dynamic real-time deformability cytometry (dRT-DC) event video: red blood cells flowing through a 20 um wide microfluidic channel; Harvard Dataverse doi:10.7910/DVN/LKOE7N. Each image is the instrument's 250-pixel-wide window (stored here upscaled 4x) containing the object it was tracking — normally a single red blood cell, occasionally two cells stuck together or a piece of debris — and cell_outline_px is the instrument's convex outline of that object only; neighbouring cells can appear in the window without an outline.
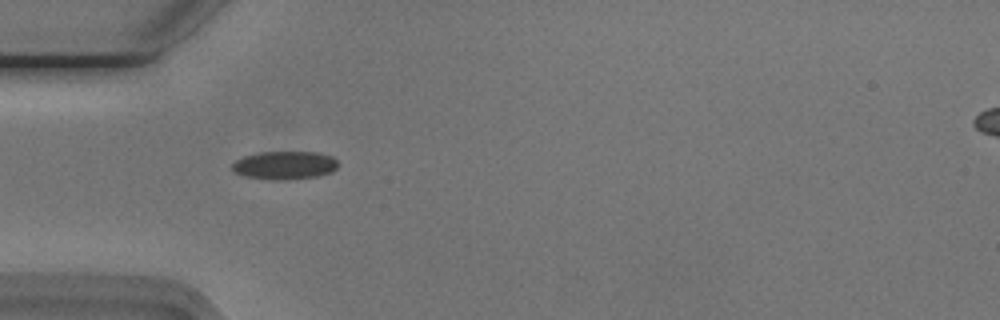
{"species": "Egyptian fruit bat (a non-hibernating species)", "species_latin": "Rousettus aegyptiacus", "temperature_condition": "cold", "stored_images_in_passage": 33, "camera_frame_rate_fps": 3000, "um_per_image_px": 0.085, "animal": {"sex": "male"}, "frame": {"image": 1, "passage_image": 1, "time_ms": 0.0, "image_size_px": [1000, 320], "cell_outline_px": [[336, 168], [332, 172], [320, 176], [284, 180], [272, 180], [244, 176], [232, 172], [232, 164], [236, 160], [244, 156], [260, 152], [320, 152], [332, 156], [336, 160]], "centroid_in_image_um": [24.18, 14.05], "position_along_channel_um": 60.8, "area_um2": 17.57}}
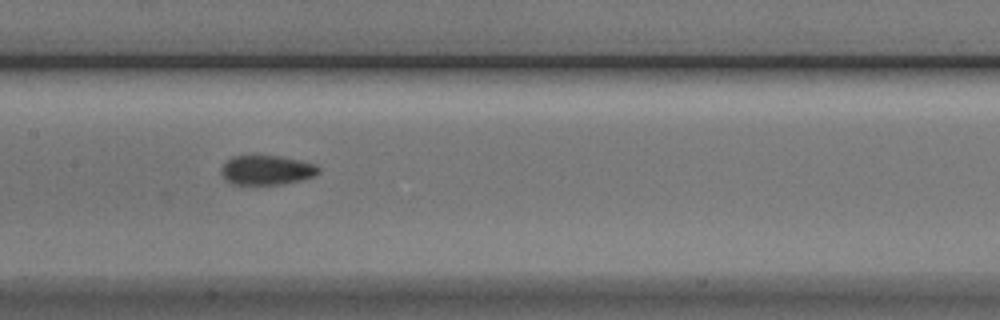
{"frame": {"image": 2, "passage_image": 11, "time_ms": 3.333, "image_size_px": [1000, 320], "cell_outline_px": [[320, 172], [316, 176], [300, 180], [280, 184], [232, 184], [220, 172], [220, 168], [232, 156], [280, 156], [316, 164], [320, 168]], "centroid_in_image_um": [22.7, 14.45], "position_along_channel_um": 184.7, "area_um2": 16.59}}
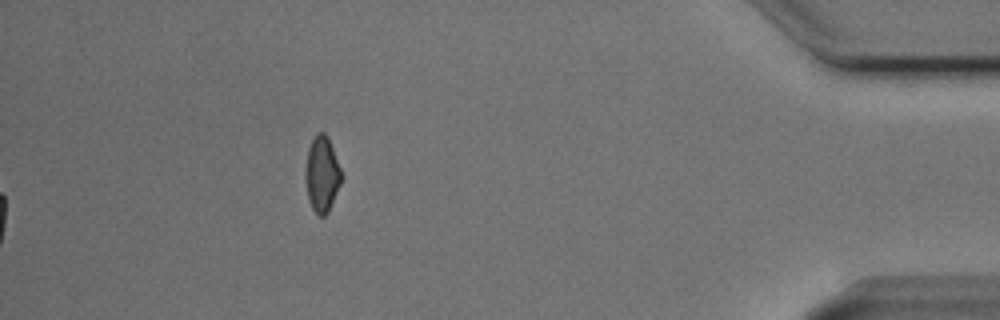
{"frame": {"image": 3, "passage_image": 33, "time_ms": 10.667, "image_size_px": [1000, 320], "cell_outline_px": [[340, 184], [328, 212], [324, 216], [320, 216], [312, 208], [308, 200], [304, 176], [304, 172], [308, 148], [316, 132], [324, 132], [328, 136], [340, 168]], "centroid_in_image_um": [27.33, 14.78], "position_along_channel_um": 407.9, "area_um2": 15.78}, "authors_computed_cell_mechanics": {"area_um2": 17.1666, "velocity_mm_per_s": 3.7779, "shape_relaxation_time_tau1_ms": 5.3721, "shape_relaxation_time_tau2_ms": 1.6088, "deformation_change_tau1": 0.1062, "deformation_change_tau2": 0.0468}}